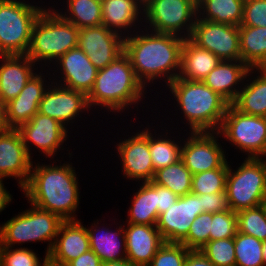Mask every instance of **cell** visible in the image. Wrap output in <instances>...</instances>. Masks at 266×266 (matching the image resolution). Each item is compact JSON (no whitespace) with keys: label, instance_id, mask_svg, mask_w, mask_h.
Returning <instances> with one entry per match:
<instances>
[{"label":"cell","instance_id":"obj_51","mask_svg":"<svg viewBox=\"0 0 266 266\" xmlns=\"http://www.w3.org/2000/svg\"><path fill=\"white\" fill-rule=\"evenodd\" d=\"M101 266H133L127 259L108 261L102 263Z\"/></svg>","mask_w":266,"mask_h":266},{"label":"cell","instance_id":"obj_14","mask_svg":"<svg viewBox=\"0 0 266 266\" xmlns=\"http://www.w3.org/2000/svg\"><path fill=\"white\" fill-rule=\"evenodd\" d=\"M124 37L105 25L79 29L78 47L99 70L112 63L124 52Z\"/></svg>","mask_w":266,"mask_h":266},{"label":"cell","instance_id":"obj_50","mask_svg":"<svg viewBox=\"0 0 266 266\" xmlns=\"http://www.w3.org/2000/svg\"><path fill=\"white\" fill-rule=\"evenodd\" d=\"M7 129L6 103L0 98V130Z\"/></svg>","mask_w":266,"mask_h":266},{"label":"cell","instance_id":"obj_15","mask_svg":"<svg viewBox=\"0 0 266 266\" xmlns=\"http://www.w3.org/2000/svg\"><path fill=\"white\" fill-rule=\"evenodd\" d=\"M54 65H56L57 70H55L56 67ZM52 66H54V70L51 71L60 73L59 75L61 77L59 75L55 76V74L52 73L55 77L54 78L50 75L51 73L49 71L48 76L51 77H48V80H53V83L55 84L83 92L86 95L92 90L98 69L91 63L88 56L78 46L66 52L56 60ZM57 77L60 78V80L56 79Z\"/></svg>","mask_w":266,"mask_h":266},{"label":"cell","instance_id":"obj_11","mask_svg":"<svg viewBox=\"0 0 266 266\" xmlns=\"http://www.w3.org/2000/svg\"><path fill=\"white\" fill-rule=\"evenodd\" d=\"M220 136L218 132H189L182 138L181 160L192 174L220 168L227 161Z\"/></svg>","mask_w":266,"mask_h":266},{"label":"cell","instance_id":"obj_54","mask_svg":"<svg viewBox=\"0 0 266 266\" xmlns=\"http://www.w3.org/2000/svg\"><path fill=\"white\" fill-rule=\"evenodd\" d=\"M196 5H198L203 0H193Z\"/></svg>","mask_w":266,"mask_h":266},{"label":"cell","instance_id":"obj_21","mask_svg":"<svg viewBox=\"0 0 266 266\" xmlns=\"http://www.w3.org/2000/svg\"><path fill=\"white\" fill-rule=\"evenodd\" d=\"M123 226L126 259L133 266H148L157 250L165 243L156 225L125 223Z\"/></svg>","mask_w":266,"mask_h":266},{"label":"cell","instance_id":"obj_49","mask_svg":"<svg viewBox=\"0 0 266 266\" xmlns=\"http://www.w3.org/2000/svg\"><path fill=\"white\" fill-rule=\"evenodd\" d=\"M5 177L0 176V213L3 210H6L8 205L12 202L13 196L11 195L10 191L7 190V188L4 186V180ZM7 206V207H6Z\"/></svg>","mask_w":266,"mask_h":266},{"label":"cell","instance_id":"obj_37","mask_svg":"<svg viewBox=\"0 0 266 266\" xmlns=\"http://www.w3.org/2000/svg\"><path fill=\"white\" fill-rule=\"evenodd\" d=\"M228 163L226 161L220 168L193 174L191 193L202 195L224 192Z\"/></svg>","mask_w":266,"mask_h":266},{"label":"cell","instance_id":"obj_25","mask_svg":"<svg viewBox=\"0 0 266 266\" xmlns=\"http://www.w3.org/2000/svg\"><path fill=\"white\" fill-rule=\"evenodd\" d=\"M95 222L87 228L90 250L101 259L102 263L126 259L124 226L119 224V228L116 227V230L111 231V227H105L104 223L101 225L103 227H100L98 219Z\"/></svg>","mask_w":266,"mask_h":266},{"label":"cell","instance_id":"obj_23","mask_svg":"<svg viewBox=\"0 0 266 266\" xmlns=\"http://www.w3.org/2000/svg\"><path fill=\"white\" fill-rule=\"evenodd\" d=\"M34 70L38 67L26 54L0 55V98L5 103L16 98L36 73Z\"/></svg>","mask_w":266,"mask_h":266},{"label":"cell","instance_id":"obj_48","mask_svg":"<svg viewBox=\"0 0 266 266\" xmlns=\"http://www.w3.org/2000/svg\"><path fill=\"white\" fill-rule=\"evenodd\" d=\"M183 266H215L212 262L209 261L199 250H191Z\"/></svg>","mask_w":266,"mask_h":266},{"label":"cell","instance_id":"obj_55","mask_svg":"<svg viewBox=\"0 0 266 266\" xmlns=\"http://www.w3.org/2000/svg\"><path fill=\"white\" fill-rule=\"evenodd\" d=\"M95 1H97L99 3H103L105 0H95Z\"/></svg>","mask_w":266,"mask_h":266},{"label":"cell","instance_id":"obj_40","mask_svg":"<svg viewBox=\"0 0 266 266\" xmlns=\"http://www.w3.org/2000/svg\"><path fill=\"white\" fill-rule=\"evenodd\" d=\"M34 250L25 247H0V266H47L48 255L43 260ZM43 261V263H42Z\"/></svg>","mask_w":266,"mask_h":266},{"label":"cell","instance_id":"obj_47","mask_svg":"<svg viewBox=\"0 0 266 266\" xmlns=\"http://www.w3.org/2000/svg\"><path fill=\"white\" fill-rule=\"evenodd\" d=\"M101 259L92 251L89 250L83 253L76 259L70 261L66 266H101Z\"/></svg>","mask_w":266,"mask_h":266},{"label":"cell","instance_id":"obj_12","mask_svg":"<svg viewBox=\"0 0 266 266\" xmlns=\"http://www.w3.org/2000/svg\"><path fill=\"white\" fill-rule=\"evenodd\" d=\"M190 39L221 60H241L239 26L196 18Z\"/></svg>","mask_w":266,"mask_h":266},{"label":"cell","instance_id":"obj_22","mask_svg":"<svg viewBox=\"0 0 266 266\" xmlns=\"http://www.w3.org/2000/svg\"><path fill=\"white\" fill-rule=\"evenodd\" d=\"M143 6L144 0H105L102 3V25L124 38L130 36L143 27Z\"/></svg>","mask_w":266,"mask_h":266},{"label":"cell","instance_id":"obj_35","mask_svg":"<svg viewBox=\"0 0 266 266\" xmlns=\"http://www.w3.org/2000/svg\"><path fill=\"white\" fill-rule=\"evenodd\" d=\"M192 176L193 174L180 160L176 164L157 170L152 181L182 197L191 193Z\"/></svg>","mask_w":266,"mask_h":266},{"label":"cell","instance_id":"obj_31","mask_svg":"<svg viewBox=\"0 0 266 266\" xmlns=\"http://www.w3.org/2000/svg\"><path fill=\"white\" fill-rule=\"evenodd\" d=\"M153 130L154 134L152 133ZM153 130L151 131L149 127V151L151 154L153 167L156 172L159 169L176 164L181 160L182 142L181 140L178 142L174 140L176 137L168 136V133L170 132H168L167 129L165 132L166 134L163 132L160 134L155 132L157 130Z\"/></svg>","mask_w":266,"mask_h":266},{"label":"cell","instance_id":"obj_5","mask_svg":"<svg viewBox=\"0 0 266 266\" xmlns=\"http://www.w3.org/2000/svg\"><path fill=\"white\" fill-rule=\"evenodd\" d=\"M50 6L42 11L32 28L27 56L36 64L48 66L69 50L78 46L79 28L65 20ZM41 62V63H40ZM44 62L45 64H43ZM49 65H48V64Z\"/></svg>","mask_w":266,"mask_h":266},{"label":"cell","instance_id":"obj_4","mask_svg":"<svg viewBox=\"0 0 266 266\" xmlns=\"http://www.w3.org/2000/svg\"><path fill=\"white\" fill-rule=\"evenodd\" d=\"M191 132H218L230 105L203 81L176 78L167 85Z\"/></svg>","mask_w":266,"mask_h":266},{"label":"cell","instance_id":"obj_45","mask_svg":"<svg viewBox=\"0 0 266 266\" xmlns=\"http://www.w3.org/2000/svg\"><path fill=\"white\" fill-rule=\"evenodd\" d=\"M200 204L202 212L218 213L231 210L226 191L202 194L200 195Z\"/></svg>","mask_w":266,"mask_h":266},{"label":"cell","instance_id":"obj_17","mask_svg":"<svg viewBox=\"0 0 266 266\" xmlns=\"http://www.w3.org/2000/svg\"><path fill=\"white\" fill-rule=\"evenodd\" d=\"M201 213L200 195L190 193L179 197L167 211L159 215L156 228L164 242L181 243Z\"/></svg>","mask_w":266,"mask_h":266},{"label":"cell","instance_id":"obj_26","mask_svg":"<svg viewBox=\"0 0 266 266\" xmlns=\"http://www.w3.org/2000/svg\"><path fill=\"white\" fill-rule=\"evenodd\" d=\"M232 105L242 113L266 117V68L249 69Z\"/></svg>","mask_w":266,"mask_h":266},{"label":"cell","instance_id":"obj_33","mask_svg":"<svg viewBox=\"0 0 266 266\" xmlns=\"http://www.w3.org/2000/svg\"><path fill=\"white\" fill-rule=\"evenodd\" d=\"M31 205V230L33 243L48 242L45 254L48 255L53 247L59 228L64 220L55 213L41 210Z\"/></svg>","mask_w":266,"mask_h":266},{"label":"cell","instance_id":"obj_18","mask_svg":"<svg viewBox=\"0 0 266 266\" xmlns=\"http://www.w3.org/2000/svg\"><path fill=\"white\" fill-rule=\"evenodd\" d=\"M32 160L17 129L0 130V176L14 178L22 190L29 181Z\"/></svg>","mask_w":266,"mask_h":266},{"label":"cell","instance_id":"obj_9","mask_svg":"<svg viewBox=\"0 0 266 266\" xmlns=\"http://www.w3.org/2000/svg\"><path fill=\"white\" fill-rule=\"evenodd\" d=\"M218 133L247 158L266 157V117L242 113L230 104Z\"/></svg>","mask_w":266,"mask_h":266},{"label":"cell","instance_id":"obj_28","mask_svg":"<svg viewBox=\"0 0 266 266\" xmlns=\"http://www.w3.org/2000/svg\"><path fill=\"white\" fill-rule=\"evenodd\" d=\"M132 196L127 211L126 223L156 225L158 211L156 208V184L153 181L142 182Z\"/></svg>","mask_w":266,"mask_h":266},{"label":"cell","instance_id":"obj_1","mask_svg":"<svg viewBox=\"0 0 266 266\" xmlns=\"http://www.w3.org/2000/svg\"><path fill=\"white\" fill-rule=\"evenodd\" d=\"M142 29L125 37L124 52L128 55L138 80L145 88L156 84L154 82L160 78L166 87L179 75L181 50L185 38Z\"/></svg>","mask_w":266,"mask_h":266},{"label":"cell","instance_id":"obj_38","mask_svg":"<svg viewBox=\"0 0 266 266\" xmlns=\"http://www.w3.org/2000/svg\"><path fill=\"white\" fill-rule=\"evenodd\" d=\"M237 232L266 240V214L261 205L237 212Z\"/></svg>","mask_w":266,"mask_h":266},{"label":"cell","instance_id":"obj_10","mask_svg":"<svg viewBox=\"0 0 266 266\" xmlns=\"http://www.w3.org/2000/svg\"><path fill=\"white\" fill-rule=\"evenodd\" d=\"M17 130L31 158L32 147H35L40 154L44 153L46 159L53 160L58 155L57 152L65 149L63 144L69 138L67 133H70L69 129L57 120L41 113H36L29 122L20 125Z\"/></svg>","mask_w":266,"mask_h":266},{"label":"cell","instance_id":"obj_16","mask_svg":"<svg viewBox=\"0 0 266 266\" xmlns=\"http://www.w3.org/2000/svg\"><path fill=\"white\" fill-rule=\"evenodd\" d=\"M56 85V86H55ZM90 111L87 95L51 82L39 103L38 113L57 120L64 127L81 117L80 113ZM80 114V115H79Z\"/></svg>","mask_w":266,"mask_h":266},{"label":"cell","instance_id":"obj_30","mask_svg":"<svg viewBox=\"0 0 266 266\" xmlns=\"http://www.w3.org/2000/svg\"><path fill=\"white\" fill-rule=\"evenodd\" d=\"M241 61L249 68H266V27L239 26Z\"/></svg>","mask_w":266,"mask_h":266},{"label":"cell","instance_id":"obj_42","mask_svg":"<svg viewBox=\"0 0 266 266\" xmlns=\"http://www.w3.org/2000/svg\"><path fill=\"white\" fill-rule=\"evenodd\" d=\"M237 232V213L232 210L212 213L209 241L234 238Z\"/></svg>","mask_w":266,"mask_h":266},{"label":"cell","instance_id":"obj_19","mask_svg":"<svg viewBox=\"0 0 266 266\" xmlns=\"http://www.w3.org/2000/svg\"><path fill=\"white\" fill-rule=\"evenodd\" d=\"M41 69L40 72L36 71L16 98L6 103L7 128L17 129L38 113L39 103L50 86V82H53H47L45 73H42L45 69Z\"/></svg>","mask_w":266,"mask_h":266},{"label":"cell","instance_id":"obj_27","mask_svg":"<svg viewBox=\"0 0 266 266\" xmlns=\"http://www.w3.org/2000/svg\"><path fill=\"white\" fill-rule=\"evenodd\" d=\"M222 60L212 52L185 38L182 50L178 78L189 81H203Z\"/></svg>","mask_w":266,"mask_h":266},{"label":"cell","instance_id":"obj_8","mask_svg":"<svg viewBox=\"0 0 266 266\" xmlns=\"http://www.w3.org/2000/svg\"><path fill=\"white\" fill-rule=\"evenodd\" d=\"M196 18L193 0H144L143 27L148 30L190 38Z\"/></svg>","mask_w":266,"mask_h":266},{"label":"cell","instance_id":"obj_46","mask_svg":"<svg viewBox=\"0 0 266 266\" xmlns=\"http://www.w3.org/2000/svg\"><path fill=\"white\" fill-rule=\"evenodd\" d=\"M178 196L168 188L156 184V208L158 217L167 211L177 200Z\"/></svg>","mask_w":266,"mask_h":266},{"label":"cell","instance_id":"obj_44","mask_svg":"<svg viewBox=\"0 0 266 266\" xmlns=\"http://www.w3.org/2000/svg\"><path fill=\"white\" fill-rule=\"evenodd\" d=\"M240 26L266 27V0H245Z\"/></svg>","mask_w":266,"mask_h":266},{"label":"cell","instance_id":"obj_24","mask_svg":"<svg viewBox=\"0 0 266 266\" xmlns=\"http://www.w3.org/2000/svg\"><path fill=\"white\" fill-rule=\"evenodd\" d=\"M249 69L241 60H222L203 82L232 104L242 88Z\"/></svg>","mask_w":266,"mask_h":266},{"label":"cell","instance_id":"obj_6","mask_svg":"<svg viewBox=\"0 0 266 266\" xmlns=\"http://www.w3.org/2000/svg\"><path fill=\"white\" fill-rule=\"evenodd\" d=\"M44 9L25 0H0V55L27 54L33 25Z\"/></svg>","mask_w":266,"mask_h":266},{"label":"cell","instance_id":"obj_43","mask_svg":"<svg viewBox=\"0 0 266 266\" xmlns=\"http://www.w3.org/2000/svg\"><path fill=\"white\" fill-rule=\"evenodd\" d=\"M189 250L181 243H164L148 266H183Z\"/></svg>","mask_w":266,"mask_h":266},{"label":"cell","instance_id":"obj_2","mask_svg":"<svg viewBox=\"0 0 266 266\" xmlns=\"http://www.w3.org/2000/svg\"><path fill=\"white\" fill-rule=\"evenodd\" d=\"M54 163L56 160L49 165L34 162L29 181L22 189L23 194L27 203L55 213L64 221L78 220L76 211L80 204V186L75 167L68 161L62 164L60 160V165Z\"/></svg>","mask_w":266,"mask_h":266},{"label":"cell","instance_id":"obj_53","mask_svg":"<svg viewBox=\"0 0 266 266\" xmlns=\"http://www.w3.org/2000/svg\"><path fill=\"white\" fill-rule=\"evenodd\" d=\"M261 206L263 207L264 212H265V214H266V197H265V199L263 200V202L261 203Z\"/></svg>","mask_w":266,"mask_h":266},{"label":"cell","instance_id":"obj_29","mask_svg":"<svg viewBox=\"0 0 266 266\" xmlns=\"http://www.w3.org/2000/svg\"><path fill=\"white\" fill-rule=\"evenodd\" d=\"M245 0H203L197 5V17L214 23L240 26Z\"/></svg>","mask_w":266,"mask_h":266},{"label":"cell","instance_id":"obj_3","mask_svg":"<svg viewBox=\"0 0 266 266\" xmlns=\"http://www.w3.org/2000/svg\"><path fill=\"white\" fill-rule=\"evenodd\" d=\"M146 89L138 80L128 55L123 52L112 63L98 70L87 101L90 109L99 106L110 111L109 114L122 113L126 108L136 107V104L138 109L142 98H146Z\"/></svg>","mask_w":266,"mask_h":266},{"label":"cell","instance_id":"obj_39","mask_svg":"<svg viewBox=\"0 0 266 266\" xmlns=\"http://www.w3.org/2000/svg\"><path fill=\"white\" fill-rule=\"evenodd\" d=\"M234 238L209 241L199 251L215 266H235Z\"/></svg>","mask_w":266,"mask_h":266},{"label":"cell","instance_id":"obj_34","mask_svg":"<svg viewBox=\"0 0 266 266\" xmlns=\"http://www.w3.org/2000/svg\"><path fill=\"white\" fill-rule=\"evenodd\" d=\"M0 225V247L16 248L23 243L33 242L31 230V208L18 212ZM16 244V247H14Z\"/></svg>","mask_w":266,"mask_h":266},{"label":"cell","instance_id":"obj_36","mask_svg":"<svg viewBox=\"0 0 266 266\" xmlns=\"http://www.w3.org/2000/svg\"><path fill=\"white\" fill-rule=\"evenodd\" d=\"M262 243L263 241L253 236L236 232L234 237L235 266H265Z\"/></svg>","mask_w":266,"mask_h":266},{"label":"cell","instance_id":"obj_32","mask_svg":"<svg viewBox=\"0 0 266 266\" xmlns=\"http://www.w3.org/2000/svg\"><path fill=\"white\" fill-rule=\"evenodd\" d=\"M65 3L67 11L55 10L77 28L102 25V3L95 0H67Z\"/></svg>","mask_w":266,"mask_h":266},{"label":"cell","instance_id":"obj_20","mask_svg":"<svg viewBox=\"0 0 266 266\" xmlns=\"http://www.w3.org/2000/svg\"><path fill=\"white\" fill-rule=\"evenodd\" d=\"M80 220L64 221L48 254V265L66 266L90 250L87 227Z\"/></svg>","mask_w":266,"mask_h":266},{"label":"cell","instance_id":"obj_13","mask_svg":"<svg viewBox=\"0 0 266 266\" xmlns=\"http://www.w3.org/2000/svg\"><path fill=\"white\" fill-rule=\"evenodd\" d=\"M147 126L141 131L136 130V133L133 132L128 139L124 138L116 145L123 176L141 183L152 181L155 175L149 151L150 125Z\"/></svg>","mask_w":266,"mask_h":266},{"label":"cell","instance_id":"obj_52","mask_svg":"<svg viewBox=\"0 0 266 266\" xmlns=\"http://www.w3.org/2000/svg\"><path fill=\"white\" fill-rule=\"evenodd\" d=\"M262 253H263V260L266 266V240L262 243Z\"/></svg>","mask_w":266,"mask_h":266},{"label":"cell","instance_id":"obj_41","mask_svg":"<svg viewBox=\"0 0 266 266\" xmlns=\"http://www.w3.org/2000/svg\"><path fill=\"white\" fill-rule=\"evenodd\" d=\"M212 213L203 212L190 226L187 237L181 242L189 250H200L209 242Z\"/></svg>","mask_w":266,"mask_h":266},{"label":"cell","instance_id":"obj_7","mask_svg":"<svg viewBox=\"0 0 266 266\" xmlns=\"http://www.w3.org/2000/svg\"><path fill=\"white\" fill-rule=\"evenodd\" d=\"M228 164L225 191L230 209L238 212L261 205L266 197V158H247L237 169Z\"/></svg>","mask_w":266,"mask_h":266}]
</instances>
